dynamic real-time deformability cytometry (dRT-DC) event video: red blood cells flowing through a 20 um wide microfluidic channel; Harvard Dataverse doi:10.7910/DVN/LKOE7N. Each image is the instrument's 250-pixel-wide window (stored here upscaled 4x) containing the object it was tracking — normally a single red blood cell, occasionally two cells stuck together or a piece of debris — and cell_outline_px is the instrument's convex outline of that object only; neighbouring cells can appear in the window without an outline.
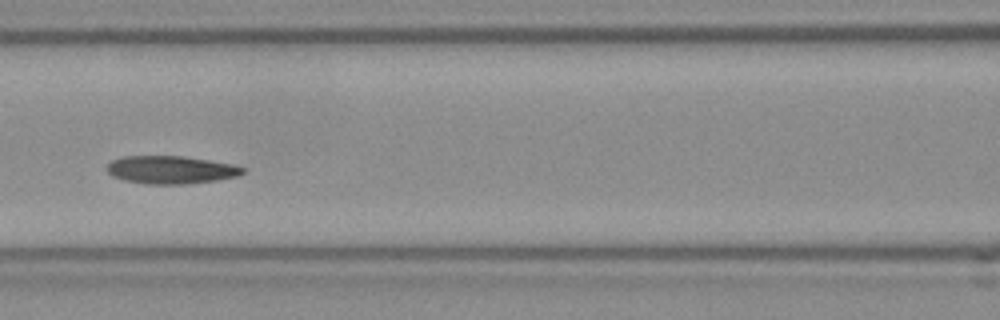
{"species": "Egyptian fruit bat (a non-hibernating species)", "species_latin": "Rousettus aegyptiacus", "temperature_condition": "room temperature", "stored_images_in_passage": 17, "camera_frame_rate_fps": 3000, "um_per_image_px": 0.085, "frame": {"image": 1, "passage_image": 8, "time_ms": 2.333, "image_size_px": [1000, 320], "cell_outline_px": [[244, 172], [236, 176], [216, 180], [188, 184], [148, 184], [124, 180], [112, 176], [108, 172], [108, 164], [112, 160], [124, 156], [184, 156], [236, 164], [244, 168]], "centroid_in_image_um": [14.54, 14.43], "position_along_channel_um": 152.1, "area_um2": 22.08}}